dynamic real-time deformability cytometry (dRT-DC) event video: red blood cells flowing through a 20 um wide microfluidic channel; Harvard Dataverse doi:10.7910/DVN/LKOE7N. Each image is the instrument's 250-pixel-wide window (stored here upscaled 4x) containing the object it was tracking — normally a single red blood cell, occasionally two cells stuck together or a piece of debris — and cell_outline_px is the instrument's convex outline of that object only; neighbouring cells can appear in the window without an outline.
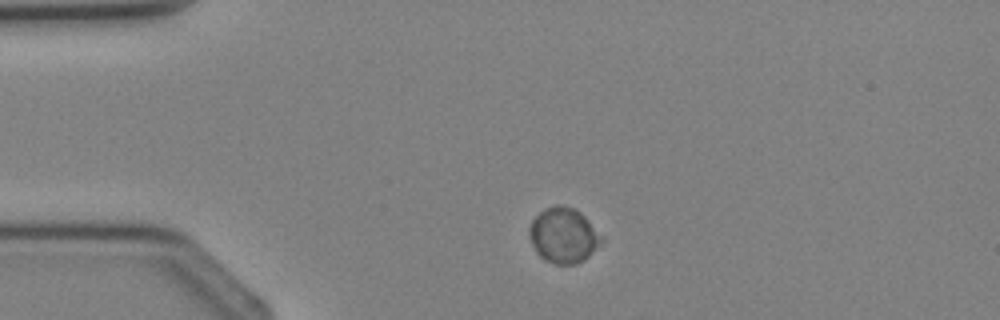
{"species": "Egyptian fruit bat (a non-hibernating species)", "species_latin": "Rousettus aegyptiacus", "temperature_condition": "cold", "stored_images_in_passage": 2, "camera_frame_rate_fps": 3000, "um_per_image_px": 0.085, "animal": {"sex": "female"}, "frame": {"image": 1, "passage_image": 1, "time_ms": 0.0, "image_size_px": [1000, 320], "cell_outline_px": [[604, 240], [584, 260], [576, 264], [556, 264], [544, 260], [536, 252], [528, 236], [528, 228], [532, 220], [544, 208], [556, 204], [560, 204], [572, 208], [580, 212], [588, 220]], "centroid_in_image_um": [47.86, 20.0], "position_along_channel_um": 37.1, "area_um2": 23.18}}